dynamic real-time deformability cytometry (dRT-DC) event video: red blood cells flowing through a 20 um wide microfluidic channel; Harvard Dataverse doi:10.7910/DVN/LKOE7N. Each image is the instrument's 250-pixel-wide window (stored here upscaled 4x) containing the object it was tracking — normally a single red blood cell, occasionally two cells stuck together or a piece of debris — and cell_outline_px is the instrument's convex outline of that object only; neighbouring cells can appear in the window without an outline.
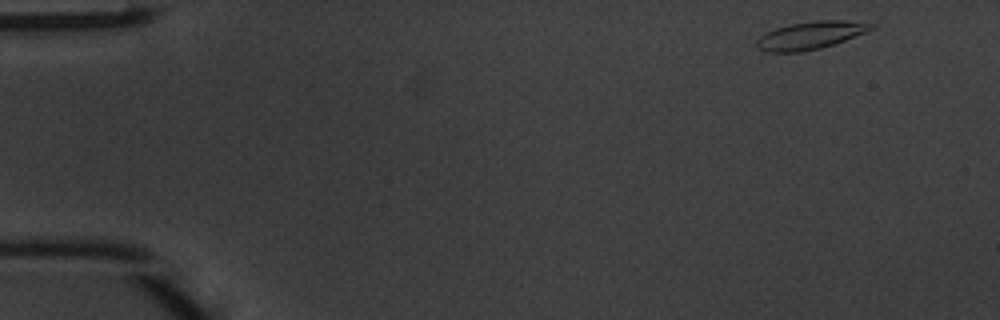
{"species": "common noctule bat (a hibernating species)", "species_latin": "Nyctalus noctula", "temperature_condition": "warm", "stored_images_in_passage": 46, "camera_frame_rate_fps": 3000, "um_per_image_px": 0.085, "animal": {"sex": "male", "body_mass_g": 20.1, "forearm_length_mm": 53.5}, "frame": {"image": 1, "passage_image": 1, "time_ms": 0.0, "image_size_px": [1000, 320], "cell_outline_px": [[876, 28], [868, 32], [820, 48], [800, 52], [764, 52], [756, 44], [756, 40], [760, 36], [776, 28], [792, 24], [816, 20], [848, 20], [876, 24]], "centroid_in_image_um": [68.94, 2.99], "position_along_channel_um": 16.1, "area_um2": 18.44}}
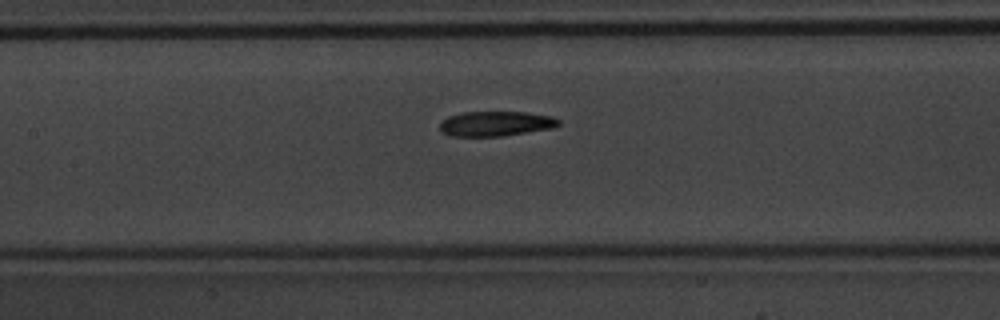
{"frame": {"image": 2, "passage_image": 20, "time_ms": 6.333, "image_size_px": [1000, 320], "cell_outline_px": [[560, 124], [552, 128], [504, 136], [452, 136], [440, 132], [440, 120], [448, 116], [464, 112], [524, 112], [548, 116], [560, 120]], "centroid_in_image_um": [42.08, 10.52], "position_along_channel_um": 165.3, "area_um2": 17.22}}
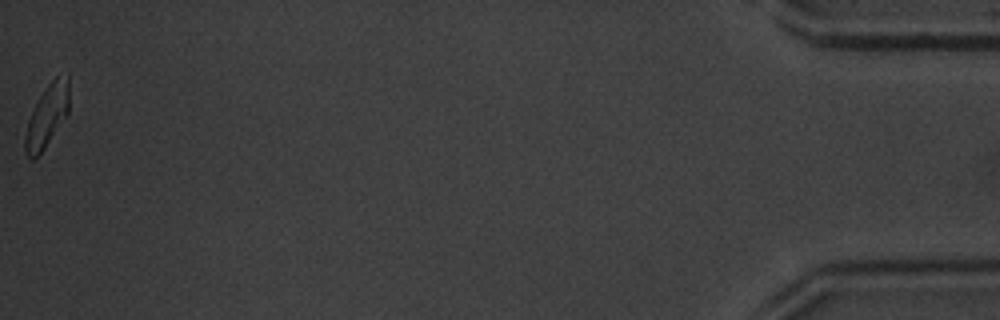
{"frame": {"image": 3, "passage_image": 46, "time_ms": 15.0, "image_size_px": [1000, 320], "cell_outline_px": [[68, 112], [44, 148], [32, 160], [28, 160], [24, 148], [24, 136], [28, 120], [44, 88], [56, 76], [68, 72]], "centroid_in_image_um": [3.97, 9.84], "position_along_channel_um": 431.2, "area_um2": 15.72}, "authors_computed_cell_mechanics": {"area_um2": 17.7157, "velocity_mm_per_s": 4.1365, "shape_relaxation_time_tau1_ms": 2.2209, "shape_relaxation_time_tau2_ms": 3.6208, "deformation_change_tau1": 0.151, "deformation_change_tau2": 0.13}}